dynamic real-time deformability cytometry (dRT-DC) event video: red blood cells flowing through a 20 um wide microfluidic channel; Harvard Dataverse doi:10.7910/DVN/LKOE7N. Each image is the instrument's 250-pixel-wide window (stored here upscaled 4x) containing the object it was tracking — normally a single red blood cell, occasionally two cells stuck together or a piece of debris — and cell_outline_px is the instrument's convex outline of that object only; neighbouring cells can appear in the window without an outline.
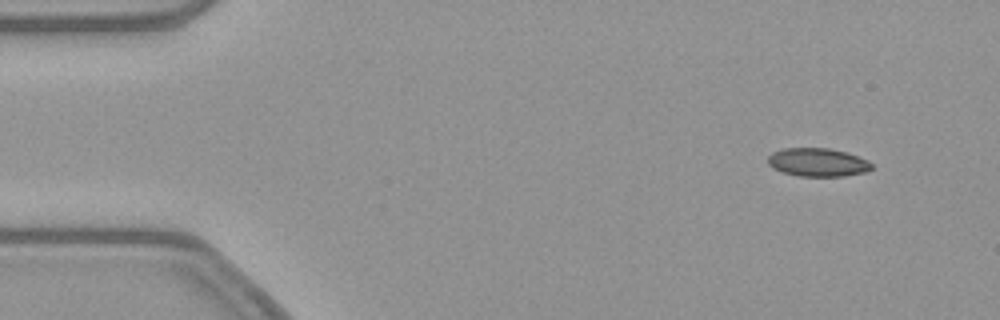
{"species": "common noctule bat (a hibernating species)", "species_latin": "Nyctalus noctula", "temperature_condition": "warm", "stored_images_in_passage": 47, "camera_frame_rate_fps": 3000, "um_per_image_px": 0.085, "animal": {"sex": "female", "body_mass_g": 21.9}, "frame": {"image": 1, "passage_image": 1, "time_ms": 0.0, "image_size_px": [1000, 320], "cell_outline_px": [[872, 168], [864, 172], [844, 176], [800, 176], [784, 172], [772, 168], [768, 164], [768, 156], [772, 152], [784, 148], [828, 148], [848, 152], [868, 160], [872, 164]], "centroid_in_image_um": [69.5, 13.79], "position_along_channel_um": 15.5, "area_um2": 17.17}}
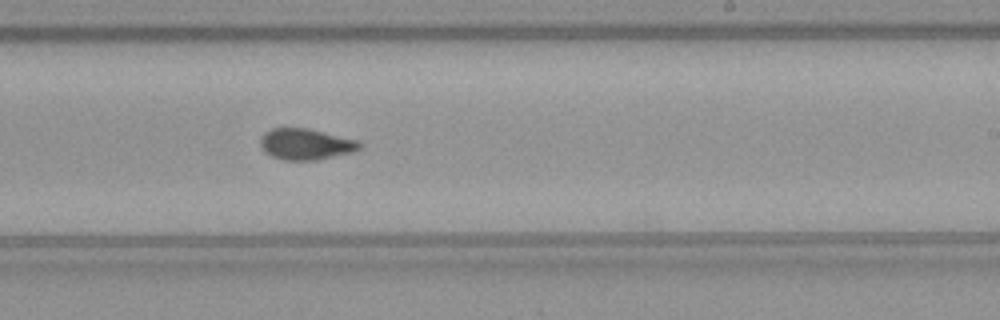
{"frame": {"image": 2, "passage_image": 28, "time_ms": 9.0, "image_size_px": [1000, 320], "cell_outline_px": [[364, 148], [352, 152], [316, 160], [284, 160], [272, 156], [264, 152], [260, 144], [260, 140], [264, 132], [272, 128], [308, 128], [356, 140], [364, 144]], "centroid_in_image_um": [26.0, 12.25], "position_along_channel_um": 263.0, "area_um2": 18.03}}
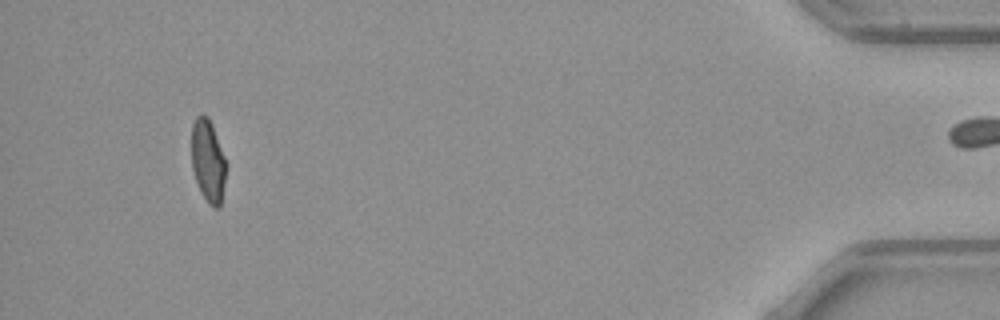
{"frame": {"image": 3, "passage_image": 46, "time_ms": 15.0, "image_size_px": [1000, 320], "cell_outline_px": [[224, 180], [220, 208], [212, 208], [208, 204], [200, 192], [192, 168], [192, 124], [196, 116], [208, 116], [212, 124], [224, 156]], "centroid_in_image_um": [17.65, 13.7], "position_along_channel_um": 417.5, "area_um2": 16.3}, "authors_computed_cell_mechanics": {"area_um2": 17.8024, "velocity_mm_per_s": 3.8857, "shape_relaxation_time_tau1_ms": null, "shape_relaxation_time_tau2_ms": 1.0001, "deformation_change_tau1": null, "deformation_change_tau2": 0.0497}}